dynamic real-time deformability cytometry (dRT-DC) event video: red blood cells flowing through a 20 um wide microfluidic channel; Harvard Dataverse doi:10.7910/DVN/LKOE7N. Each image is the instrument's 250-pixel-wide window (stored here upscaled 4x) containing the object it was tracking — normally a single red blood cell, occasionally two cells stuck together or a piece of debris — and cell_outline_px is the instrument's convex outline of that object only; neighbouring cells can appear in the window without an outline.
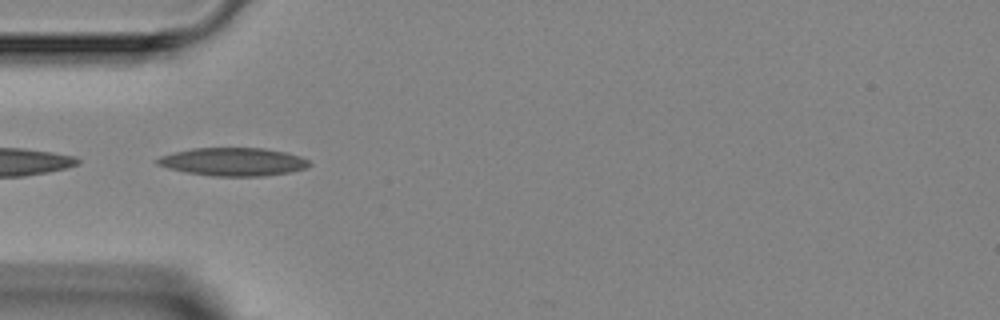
{"species": "Egyptian fruit bat (a non-hibernating species)", "species_latin": "Rousettus aegyptiacus", "temperature_condition": "room temperature", "stored_images_in_passage": 4, "camera_frame_rate_fps": 3000, "um_per_image_px": 0.085, "animal": {"sex": "female"}, "frame": {"image": 1, "passage_image": 4, "time_ms": 3.333, "image_size_px": [1000, 320], "cell_outline_px": [[312, 164], [304, 168], [288, 172], [264, 176], [212, 176], [188, 172], [168, 168], [156, 164], [156, 160], [160, 156], [172, 152], [192, 148], [264, 148], [288, 152], [300, 156], [308, 160]], "centroid_in_image_um": [19.81, 13.74], "position_along_channel_um": 65.2, "area_um2": 24.91}}